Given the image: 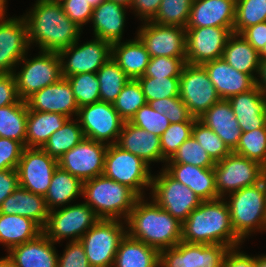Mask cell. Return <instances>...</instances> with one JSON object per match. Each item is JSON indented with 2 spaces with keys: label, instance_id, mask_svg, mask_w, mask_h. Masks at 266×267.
Masks as SVG:
<instances>
[{
  "label": "cell",
  "instance_id": "6da1fadb",
  "mask_svg": "<svg viewBox=\"0 0 266 267\" xmlns=\"http://www.w3.org/2000/svg\"><path fill=\"white\" fill-rule=\"evenodd\" d=\"M33 6L22 15L30 46L36 43L40 51L59 53L80 39L82 28L66 16L59 2L37 0Z\"/></svg>",
  "mask_w": 266,
  "mask_h": 267
},
{
  "label": "cell",
  "instance_id": "7a4b0ae2",
  "mask_svg": "<svg viewBox=\"0 0 266 267\" xmlns=\"http://www.w3.org/2000/svg\"><path fill=\"white\" fill-rule=\"evenodd\" d=\"M181 241L191 244H222L235 248L242 241L231 225L226 199L202 201L182 223Z\"/></svg>",
  "mask_w": 266,
  "mask_h": 267
},
{
  "label": "cell",
  "instance_id": "3957f363",
  "mask_svg": "<svg viewBox=\"0 0 266 267\" xmlns=\"http://www.w3.org/2000/svg\"><path fill=\"white\" fill-rule=\"evenodd\" d=\"M126 233L161 251L181 242L182 223L161 208L153 199L140 197L126 219Z\"/></svg>",
  "mask_w": 266,
  "mask_h": 267
},
{
  "label": "cell",
  "instance_id": "277c9868",
  "mask_svg": "<svg viewBox=\"0 0 266 267\" xmlns=\"http://www.w3.org/2000/svg\"><path fill=\"white\" fill-rule=\"evenodd\" d=\"M82 197L100 219L124 221L140 198L129 187L104 175L84 181Z\"/></svg>",
  "mask_w": 266,
  "mask_h": 267
},
{
  "label": "cell",
  "instance_id": "5b68a950",
  "mask_svg": "<svg viewBox=\"0 0 266 267\" xmlns=\"http://www.w3.org/2000/svg\"><path fill=\"white\" fill-rule=\"evenodd\" d=\"M224 199L229 200L226 203L231 225L242 241L253 232L266 231V173L258 184L237 190Z\"/></svg>",
  "mask_w": 266,
  "mask_h": 267
},
{
  "label": "cell",
  "instance_id": "8992f818",
  "mask_svg": "<svg viewBox=\"0 0 266 267\" xmlns=\"http://www.w3.org/2000/svg\"><path fill=\"white\" fill-rule=\"evenodd\" d=\"M150 168L145 161L131 152L116 144L108 145L103 175L129 187L139 197H145L144 189L151 188L153 174Z\"/></svg>",
  "mask_w": 266,
  "mask_h": 267
},
{
  "label": "cell",
  "instance_id": "52a82bcc",
  "mask_svg": "<svg viewBox=\"0 0 266 267\" xmlns=\"http://www.w3.org/2000/svg\"><path fill=\"white\" fill-rule=\"evenodd\" d=\"M19 63L17 66L21 69L15 70L13 75L21 100L25 101L33 93L63 78L60 56L56 52L40 51L38 56L30 59L25 55Z\"/></svg>",
  "mask_w": 266,
  "mask_h": 267
},
{
  "label": "cell",
  "instance_id": "ba28073f",
  "mask_svg": "<svg viewBox=\"0 0 266 267\" xmlns=\"http://www.w3.org/2000/svg\"><path fill=\"white\" fill-rule=\"evenodd\" d=\"M126 222L100 219L80 238L91 267H112L121 239L126 235Z\"/></svg>",
  "mask_w": 266,
  "mask_h": 267
},
{
  "label": "cell",
  "instance_id": "9c48e42d",
  "mask_svg": "<svg viewBox=\"0 0 266 267\" xmlns=\"http://www.w3.org/2000/svg\"><path fill=\"white\" fill-rule=\"evenodd\" d=\"M60 208L49 211L43 228V233L54 243L70 238L71 242L79 241L100 220L85 202Z\"/></svg>",
  "mask_w": 266,
  "mask_h": 267
},
{
  "label": "cell",
  "instance_id": "30bf717a",
  "mask_svg": "<svg viewBox=\"0 0 266 267\" xmlns=\"http://www.w3.org/2000/svg\"><path fill=\"white\" fill-rule=\"evenodd\" d=\"M219 198L237 190L258 184L264 179L266 168L255 160L231 152L214 166Z\"/></svg>",
  "mask_w": 266,
  "mask_h": 267
},
{
  "label": "cell",
  "instance_id": "8fae6325",
  "mask_svg": "<svg viewBox=\"0 0 266 267\" xmlns=\"http://www.w3.org/2000/svg\"><path fill=\"white\" fill-rule=\"evenodd\" d=\"M160 171L152 178L150 199L183 223L202 200L189 187L172 178L163 167Z\"/></svg>",
  "mask_w": 266,
  "mask_h": 267
},
{
  "label": "cell",
  "instance_id": "7c38bea8",
  "mask_svg": "<svg viewBox=\"0 0 266 267\" xmlns=\"http://www.w3.org/2000/svg\"><path fill=\"white\" fill-rule=\"evenodd\" d=\"M179 98L196 119L221 100L205 68L188 63L179 77Z\"/></svg>",
  "mask_w": 266,
  "mask_h": 267
},
{
  "label": "cell",
  "instance_id": "4fadbf2b",
  "mask_svg": "<svg viewBox=\"0 0 266 267\" xmlns=\"http://www.w3.org/2000/svg\"><path fill=\"white\" fill-rule=\"evenodd\" d=\"M77 119L84 137L107 145L117 143L124 123L113 104L104 101L79 107Z\"/></svg>",
  "mask_w": 266,
  "mask_h": 267
},
{
  "label": "cell",
  "instance_id": "5bb4252c",
  "mask_svg": "<svg viewBox=\"0 0 266 267\" xmlns=\"http://www.w3.org/2000/svg\"><path fill=\"white\" fill-rule=\"evenodd\" d=\"M78 41L58 53L64 78L80 73H96L112 56V44L108 41L97 37L82 45Z\"/></svg>",
  "mask_w": 266,
  "mask_h": 267
},
{
  "label": "cell",
  "instance_id": "9a60e30c",
  "mask_svg": "<svg viewBox=\"0 0 266 267\" xmlns=\"http://www.w3.org/2000/svg\"><path fill=\"white\" fill-rule=\"evenodd\" d=\"M230 247L179 242L160 251V267H223Z\"/></svg>",
  "mask_w": 266,
  "mask_h": 267
},
{
  "label": "cell",
  "instance_id": "2e32d148",
  "mask_svg": "<svg viewBox=\"0 0 266 267\" xmlns=\"http://www.w3.org/2000/svg\"><path fill=\"white\" fill-rule=\"evenodd\" d=\"M137 37L145 46L150 58H186V28L160 25L153 21L142 22Z\"/></svg>",
  "mask_w": 266,
  "mask_h": 267
},
{
  "label": "cell",
  "instance_id": "e0dca14e",
  "mask_svg": "<svg viewBox=\"0 0 266 267\" xmlns=\"http://www.w3.org/2000/svg\"><path fill=\"white\" fill-rule=\"evenodd\" d=\"M107 144L84 139L58 159V166L82 182L103 175Z\"/></svg>",
  "mask_w": 266,
  "mask_h": 267
},
{
  "label": "cell",
  "instance_id": "ac0fdd59",
  "mask_svg": "<svg viewBox=\"0 0 266 267\" xmlns=\"http://www.w3.org/2000/svg\"><path fill=\"white\" fill-rule=\"evenodd\" d=\"M57 167L58 160L42 148L25 147L17 167L19 186L45 197Z\"/></svg>",
  "mask_w": 266,
  "mask_h": 267
},
{
  "label": "cell",
  "instance_id": "d6986e66",
  "mask_svg": "<svg viewBox=\"0 0 266 267\" xmlns=\"http://www.w3.org/2000/svg\"><path fill=\"white\" fill-rule=\"evenodd\" d=\"M231 34L224 27L186 28V63L202 65L222 58Z\"/></svg>",
  "mask_w": 266,
  "mask_h": 267
},
{
  "label": "cell",
  "instance_id": "ffe728a7",
  "mask_svg": "<svg viewBox=\"0 0 266 267\" xmlns=\"http://www.w3.org/2000/svg\"><path fill=\"white\" fill-rule=\"evenodd\" d=\"M30 47L28 26L23 16L0 21V73H13Z\"/></svg>",
  "mask_w": 266,
  "mask_h": 267
},
{
  "label": "cell",
  "instance_id": "44dd1931",
  "mask_svg": "<svg viewBox=\"0 0 266 267\" xmlns=\"http://www.w3.org/2000/svg\"><path fill=\"white\" fill-rule=\"evenodd\" d=\"M25 101L29 110L60 113L68 118L77 117L79 109L71 84L64 77L33 93Z\"/></svg>",
  "mask_w": 266,
  "mask_h": 267
},
{
  "label": "cell",
  "instance_id": "7402d4cb",
  "mask_svg": "<svg viewBox=\"0 0 266 267\" xmlns=\"http://www.w3.org/2000/svg\"><path fill=\"white\" fill-rule=\"evenodd\" d=\"M236 0H193L186 28L224 27L234 32Z\"/></svg>",
  "mask_w": 266,
  "mask_h": 267
},
{
  "label": "cell",
  "instance_id": "603a6c76",
  "mask_svg": "<svg viewBox=\"0 0 266 267\" xmlns=\"http://www.w3.org/2000/svg\"><path fill=\"white\" fill-rule=\"evenodd\" d=\"M202 66L221 100L247 92L256 85V81L249 74L237 71L223 58L206 62Z\"/></svg>",
  "mask_w": 266,
  "mask_h": 267
},
{
  "label": "cell",
  "instance_id": "cb8c5ba5",
  "mask_svg": "<svg viewBox=\"0 0 266 267\" xmlns=\"http://www.w3.org/2000/svg\"><path fill=\"white\" fill-rule=\"evenodd\" d=\"M44 233L37 238L11 248L6 255L14 267H57L58 251Z\"/></svg>",
  "mask_w": 266,
  "mask_h": 267
},
{
  "label": "cell",
  "instance_id": "d4e9b609",
  "mask_svg": "<svg viewBox=\"0 0 266 267\" xmlns=\"http://www.w3.org/2000/svg\"><path fill=\"white\" fill-rule=\"evenodd\" d=\"M242 132L266 125V95L255 85L228 99Z\"/></svg>",
  "mask_w": 266,
  "mask_h": 267
},
{
  "label": "cell",
  "instance_id": "484cf974",
  "mask_svg": "<svg viewBox=\"0 0 266 267\" xmlns=\"http://www.w3.org/2000/svg\"><path fill=\"white\" fill-rule=\"evenodd\" d=\"M163 169L172 178L189 187L202 201L219 198L214 168H201L181 163H165Z\"/></svg>",
  "mask_w": 266,
  "mask_h": 267
},
{
  "label": "cell",
  "instance_id": "4316f807",
  "mask_svg": "<svg viewBox=\"0 0 266 267\" xmlns=\"http://www.w3.org/2000/svg\"><path fill=\"white\" fill-rule=\"evenodd\" d=\"M116 145L140 157L149 166L162 162L160 137L124 121Z\"/></svg>",
  "mask_w": 266,
  "mask_h": 267
},
{
  "label": "cell",
  "instance_id": "83f0119b",
  "mask_svg": "<svg viewBox=\"0 0 266 267\" xmlns=\"http://www.w3.org/2000/svg\"><path fill=\"white\" fill-rule=\"evenodd\" d=\"M126 11V7L109 0H104L95 7L90 20L93 24L94 37L111 44L122 41Z\"/></svg>",
  "mask_w": 266,
  "mask_h": 267
},
{
  "label": "cell",
  "instance_id": "f1b7e54d",
  "mask_svg": "<svg viewBox=\"0 0 266 267\" xmlns=\"http://www.w3.org/2000/svg\"><path fill=\"white\" fill-rule=\"evenodd\" d=\"M198 120L213 130L231 151L237 147L242 131L228 100L215 103Z\"/></svg>",
  "mask_w": 266,
  "mask_h": 267
},
{
  "label": "cell",
  "instance_id": "f546056e",
  "mask_svg": "<svg viewBox=\"0 0 266 267\" xmlns=\"http://www.w3.org/2000/svg\"><path fill=\"white\" fill-rule=\"evenodd\" d=\"M0 213L29 218L43 229L48 219L49 210L43 196L19 186L2 202Z\"/></svg>",
  "mask_w": 266,
  "mask_h": 267
},
{
  "label": "cell",
  "instance_id": "4dcf8cb0",
  "mask_svg": "<svg viewBox=\"0 0 266 267\" xmlns=\"http://www.w3.org/2000/svg\"><path fill=\"white\" fill-rule=\"evenodd\" d=\"M112 267H160V251L126 233L119 243Z\"/></svg>",
  "mask_w": 266,
  "mask_h": 267
},
{
  "label": "cell",
  "instance_id": "1f68e13d",
  "mask_svg": "<svg viewBox=\"0 0 266 267\" xmlns=\"http://www.w3.org/2000/svg\"><path fill=\"white\" fill-rule=\"evenodd\" d=\"M111 57L130 79L143 76L150 60L149 53L137 36L129 41L113 43Z\"/></svg>",
  "mask_w": 266,
  "mask_h": 267
},
{
  "label": "cell",
  "instance_id": "d6a6232c",
  "mask_svg": "<svg viewBox=\"0 0 266 267\" xmlns=\"http://www.w3.org/2000/svg\"><path fill=\"white\" fill-rule=\"evenodd\" d=\"M222 58L234 69L249 74L256 81L261 62L259 52L240 34L233 32L230 35L223 50Z\"/></svg>",
  "mask_w": 266,
  "mask_h": 267
},
{
  "label": "cell",
  "instance_id": "836d02e7",
  "mask_svg": "<svg viewBox=\"0 0 266 267\" xmlns=\"http://www.w3.org/2000/svg\"><path fill=\"white\" fill-rule=\"evenodd\" d=\"M68 119L60 113L28 109L25 147L42 148L52 133L61 128Z\"/></svg>",
  "mask_w": 266,
  "mask_h": 267
},
{
  "label": "cell",
  "instance_id": "e575fe53",
  "mask_svg": "<svg viewBox=\"0 0 266 267\" xmlns=\"http://www.w3.org/2000/svg\"><path fill=\"white\" fill-rule=\"evenodd\" d=\"M41 233L43 229L29 218L0 213V243L6 247L7 252L37 238Z\"/></svg>",
  "mask_w": 266,
  "mask_h": 267
},
{
  "label": "cell",
  "instance_id": "d590c367",
  "mask_svg": "<svg viewBox=\"0 0 266 267\" xmlns=\"http://www.w3.org/2000/svg\"><path fill=\"white\" fill-rule=\"evenodd\" d=\"M82 191L83 182L58 166L44 197L46 207L50 211L70 205L73 199L82 196Z\"/></svg>",
  "mask_w": 266,
  "mask_h": 267
},
{
  "label": "cell",
  "instance_id": "8d00e7d4",
  "mask_svg": "<svg viewBox=\"0 0 266 267\" xmlns=\"http://www.w3.org/2000/svg\"><path fill=\"white\" fill-rule=\"evenodd\" d=\"M28 107L26 101L0 107V137L19 141L25 147Z\"/></svg>",
  "mask_w": 266,
  "mask_h": 267
},
{
  "label": "cell",
  "instance_id": "74e56055",
  "mask_svg": "<svg viewBox=\"0 0 266 267\" xmlns=\"http://www.w3.org/2000/svg\"><path fill=\"white\" fill-rule=\"evenodd\" d=\"M83 139L84 134L78 119L69 118L61 128L52 133L42 149L58 160Z\"/></svg>",
  "mask_w": 266,
  "mask_h": 267
},
{
  "label": "cell",
  "instance_id": "f35d334b",
  "mask_svg": "<svg viewBox=\"0 0 266 267\" xmlns=\"http://www.w3.org/2000/svg\"><path fill=\"white\" fill-rule=\"evenodd\" d=\"M96 75L101 101L112 104L130 80L112 57L98 69Z\"/></svg>",
  "mask_w": 266,
  "mask_h": 267
},
{
  "label": "cell",
  "instance_id": "ab89813d",
  "mask_svg": "<svg viewBox=\"0 0 266 267\" xmlns=\"http://www.w3.org/2000/svg\"><path fill=\"white\" fill-rule=\"evenodd\" d=\"M232 152L255 160L266 168V125L263 128L242 132L239 143Z\"/></svg>",
  "mask_w": 266,
  "mask_h": 267
},
{
  "label": "cell",
  "instance_id": "60d3db41",
  "mask_svg": "<svg viewBox=\"0 0 266 267\" xmlns=\"http://www.w3.org/2000/svg\"><path fill=\"white\" fill-rule=\"evenodd\" d=\"M146 103L139 81L130 79L113 102V107L124 121H129L137 110Z\"/></svg>",
  "mask_w": 266,
  "mask_h": 267
},
{
  "label": "cell",
  "instance_id": "b9f144b4",
  "mask_svg": "<svg viewBox=\"0 0 266 267\" xmlns=\"http://www.w3.org/2000/svg\"><path fill=\"white\" fill-rule=\"evenodd\" d=\"M266 22V0H236L234 33Z\"/></svg>",
  "mask_w": 266,
  "mask_h": 267
},
{
  "label": "cell",
  "instance_id": "7bdbcfd3",
  "mask_svg": "<svg viewBox=\"0 0 266 267\" xmlns=\"http://www.w3.org/2000/svg\"><path fill=\"white\" fill-rule=\"evenodd\" d=\"M193 0H162L153 22L160 25L187 26Z\"/></svg>",
  "mask_w": 266,
  "mask_h": 267
},
{
  "label": "cell",
  "instance_id": "ee69618b",
  "mask_svg": "<svg viewBox=\"0 0 266 267\" xmlns=\"http://www.w3.org/2000/svg\"><path fill=\"white\" fill-rule=\"evenodd\" d=\"M165 163L190 164L201 168H214L216 164L193 136L185 140Z\"/></svg>",
  "mask_w": 266,
  "mask_h": 267
},
{
  "label": "cell",
  "instance_id": "f6af8a7d",
  "mask_svg": "<svg viewBox=\"0 0 266 267\" xmlns=\"http://www.w3.org/2000/svg\"><path fill=\"white\" fill-rule=\"evenodd\" d=\"M147 103L156 99L179 97V77H147L137 79Z\"/></svg>",
  "mask_w": 266,
  "mask_h": 267
},
{
  "label": "cell",
  "instance_id": "bcb514c9",
  "mask_svg": "<svg viewBox=\"0 0 266 267\" xmlns=\"http://www.w3.org/2000/svg\"><path fill=\"white\" fill-rule=\"evenodd\" d=\"M192 136L205 149L215 163L223 160L232 152L213 130L198 119L194 122Z\"/></svg>",
  "mask_w": 266,
  "mask_h": 267
},
{
  "label": "cell",
  "instance_id": "7dc6e473",
  "mask_svg": "<svg viewBox=\"0 0 266 267\" xmlns=\"http://www.w3.org/2000/svg\"><path fill=\"white\" fill-rule=\"evenodd\" d=\"M79 107L101 101L96 73H80L66 78Z\"/></svg>",
  "mask_w": 266,
  "mask_h": 267
},
{
  "label": "cell",
  "instance_id": "c3c4849f",
  "mask_svg": "<svg viewBox=\"0 0 266 267\" xmlns=\"http://www.w3.org/2000/svg\"><path fill=\"white\" fill-rule=\"evenodd\" d=\"M194 122L170 123L169 127L160 136L162 163L169 160L180 145L192 136Z\"/></svg>",
  "mask_w": 266,
  "mask_h": 267
},
{
  "label": "cell",
  "instance_id": "681fc988",
  "mask_svg": "<svg viewBox=\"0 0 266 267\" xmlns=\"http://www.w3.org/2000/svg\"><path fill=\"white\" fill-rule=\"evenodd\" d=\"M128 122L159 137L170 125L169 119L148 103L140 107Z\"/></svg>",
  "mask_w": 266,
  "mask_h": 267
},
{
  "label": "cell",
  "instance_id": "f907efd6",
  "mask_svg": "<svg viewBox=\"0 0 266 267\" xmlns=\"http://www.w3.org/2000/svg\"><path fill=\"white\" fill-rule=\"evenodd\" d=\"M148 104L160 114H164L170 123L196 120L179 97L156 99L149 101Z\"/></svg>",
  "mask_w": 266,
  "mask_h": 267
},
{
  "label": "cell",
  "instance_id": "816d5d0a",
  "mask_svg": "<svg viewBox=\"0 0 266 267\" xmlns=\"http://www.w3.org/2000/svg\"><path fill=\"white\" fill-rule=\"evenodd\" d=\"M185 64L186 58L153 57L150 58L143 76L180 77Z\"/></svg>",
  "mask_w": 266,
  "mask_h": 267
},
{
  "label": "cell",
  "instance_id": "f5cc1de1",
  "mask_svg": "<svg viewBox=\"0 0 266 267\" xmlns=\"http://www.w3.org/2000/svg\"><path fill=\"white\" fill-rule=\"evenodd\" d=\"M60 4L66 16L82 29L84 25L90 23L93 8L87 0H62Z\"/></svg>",
  "mask_w": 266,
  "mask_h": 267
},
{
  "label": "cell",
  "instance_id": "db71d44e",
  "mask_svg": "<svg viewBox=\"0 0 266 267\" xmlns=\"http://www.w3.org/2000/svg\"><path fill=\"white\" fill-rule=\"evenodd\" d=\"M24 148L19 141L0 137V170L17 169Z\"/></svg>",
  "mask_w": 266,
  "mask_h": 267
},
{
  "label": "cell",
  "instance_id": "11a10c76",
  "mask_svg": "<svg viewBox=\"0 0 266 267\" xmlns=\"http://www.w3.org/2000/svg\"><path fill=\"white\" fill-rule=\"evenodd\" d=\"M57 267H91L80 241L67 242L62 256L58 255Z\"/></svg>",
  "mask_w": 266,
  "mask_h": 267
},
{
  "label": "cell",
  "instance_id": "9f6ffc18",
  "mask_svg": "<svg viewBox=\"0 0 266 267\" xmlns=\"http://www.w3.org/2000/svg\"><path fill=\"white\" fill-rule=\"evenodd\" d=\"M13 73H0V107L20 101Z\"/></svg>",
  "mask_w": 266,
  "mask_h": 267
},
{
  "label": "cell",
  "instance_id": "6f0895ef",
  "mask_svg": "<svg viewBox=\"0 0 266 267\" xmlns=\"http://www.w3.org/2000/svg\"><path fill=\"white\" fill-rule=\"evenodd\" d=\"M240 35L259 52L266 44V22L245 28Z\"/></svg>",
  "mask_w": 266,
  "mask_h": 267
},
{
  "label": "cell",
  "instance_id": "680465c9",
  "mask_svg": "<svg viewBox=\"0 0 266 267\" xmlns=\"http://www.w3.org/2000/svg\"><path fill=\"white\" fill-rule=\"evenodd\" d=\"M19 187L17 169L0 170V206Z\"/></svg>",
  "mask_w": 266,
  "mask_h": 267
},
{
  "label": "cell",
  "instance_id": "91938a15",
  "mask_svg": "<svg viewBox=\"0 0 266 267\" xmlns=\"http://www.w3.org/2000/svg\"><path fill=\"white\" fill-rule=\"evenodd\" d=\"M162 0H134L130 10L132 9L136 16L142 22L152 21L159 9ZM144 20V21H143Z\"/></svg>",
  "mask_w": 266,
  "mask_h": 267
},
{
  "label": "cell",
  "instance_id": "94428289",
  "mask_svg": "<svg viewBox=\"0 0 266 267\" xmlns=\"http://www.w3.org/2000/svg\"><path fill=\"white\" fill-rule=\"evenodd\" d=\"M239 248L241 247L229 249L224 258L223 267H256L255 256L252 257L240 251Z\"/></svg>",
  "mask_w": 266,
  "mask_h": 267
},
{
  "label": "cell",
  "instance_id": "6125c7cd",
  "mask_svg": "<svg viewBox=\"0 0 266 267\" xmlns=\"http://www.w3.org/2000/svg\"><path fill=\"white\" fill-rule=\"evenodd\" d=\"M256 86L266 95V60H261Z\"/></svg>",
  "mask_w": 266,
  "mask_h": 267
},
{
  "label": "cell",
  "instance_id": "be15d7a7",
  "mask_svg": "<svg viewBox=\"0 0 266 267\" xmlns=\"http://www.w3.org/2000/svg\"><path fill=\"white\" fill-rule=\"evenodd\" d=\"M7 0H0V21H3L6 19L7 14ZM6 16V17H5Z\"/></svg>",
  "mask_w": 266,
  "mask_h": 267
},
{
  "label": "cell",
  "instance_id": "e7e4bbea",
  "mask_svg": "<svg viewBox=\"0 0 266 267\" xmlns=\"http://www.w3.org/2000/svg\"><path fill=\"white\" fill-rule=\"evenodd\" d=\"M256 267H266V255L255 256Z\"/></svg>",
  "mask_w": 266,
  "mask_h": 267
},
{
  "label": "cell",
  "instance_id": "03108f58",
  "mask_svg": "<svg viewBox=\"0 0 266 267\" xmlns=\"http://www.w3.org/2000/svg\"><path fill=\"white\" fill-rule=\"evenodd\" d=\"M109 1H113L129 9L132 6L134 0H109Z\"/></svg>",
  "mask_w": 266,
  "mask_h": 267
},
{
  "label": "cell",
  "instance_id": "003e7915",
  "mask_svg": "<svg viewBox=\"0 0 266 267\" xmlns=\"http://www.w3.org/2000/svg\"><path fill=\"white\" fill-rule=\"evenodd\" d=\"M0 267H14L7 256L0 258Z\"/></svg>",
  "mask_w": 266,
  "mask_h": 267
},
{
  "label": "cell",
  "instance_id": "a7ac6f4b",
  "mask_svg": "<svg viewBox=\"0 0 266 267\" xmlns=\"http://www.w3.org/2000/svg\"><path fill=\"white\" fill-rule=\"evenodd\" d=\"M104 0H87L88 4L94 9L99 6Z\"/></svg>",
  "mask_w": 266,
  "mask_h": 267
},
{
  "label": "cell",
  "instance_id": "89a4df30",
  "mask_svg": "<svg viewBox=\"0 0 266 267\" xmlns=\"http://www.w3.org/2000/svg\"><path fill=\"white\" fill-rule=\"evenodd\" d=\"M259 57H260V60H266V44L259 51Z\"/></svg>",
  "mask_w": 266,
  "mask_h": 267
},
{
  "label": "cell",
  "instance_id": "2644e50d",
  "mask_svg": "<svg viewBox=\"0 0 266 267\" xmlns=\"http://www.w3.org/2000/svg\"><path fill=\"white\" fill-rule=\"evenodd\" d=\"M47 1H51V2H61L62 0H47Z\"/></svg>",
  "mask_w": 266,
  "mask_h": 267
}]
</instances>
